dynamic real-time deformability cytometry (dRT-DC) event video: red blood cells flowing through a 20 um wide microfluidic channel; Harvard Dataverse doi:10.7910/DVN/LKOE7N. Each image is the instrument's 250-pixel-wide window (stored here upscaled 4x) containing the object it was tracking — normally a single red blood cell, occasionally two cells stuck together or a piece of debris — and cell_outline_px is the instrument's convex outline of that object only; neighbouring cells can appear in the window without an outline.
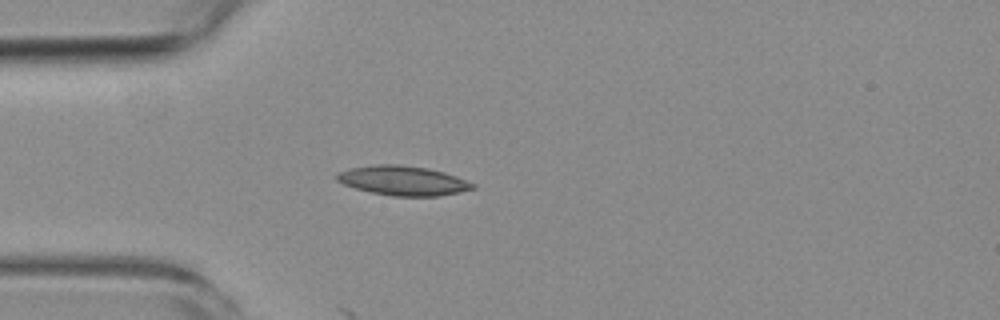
{"species": "common noctule bat (a hibernating species)", "species_latin": "Nyctalus noctula", "temperature_condition": "room temperature", "stored_images_in_passage": 4, "camera_frame_rate_fps": 3000, "um_per_image_px": 0.085, "animal": {"sex": "female", "body_mass_g": 19.3, "forearm_length_mm": 54.1}, "frame": {"image": 1, "passage_image": 3, "time_ms": 2.333, "image_size_px": [1000, 320], "cell_outline_px": [[476, 188], [436, 196], [392, 196], [372, 192], [356, 188], [344, 184], [336, 180], [336, 172], [352, 168], [376, 164], [400, 164], [428, 168], [444, 172], [456, 176], [476, 184]], "centroid_in_image_um": [34.25, 15.34], "position_along_channel_um": 50.8, "area_um2": 23.24}}